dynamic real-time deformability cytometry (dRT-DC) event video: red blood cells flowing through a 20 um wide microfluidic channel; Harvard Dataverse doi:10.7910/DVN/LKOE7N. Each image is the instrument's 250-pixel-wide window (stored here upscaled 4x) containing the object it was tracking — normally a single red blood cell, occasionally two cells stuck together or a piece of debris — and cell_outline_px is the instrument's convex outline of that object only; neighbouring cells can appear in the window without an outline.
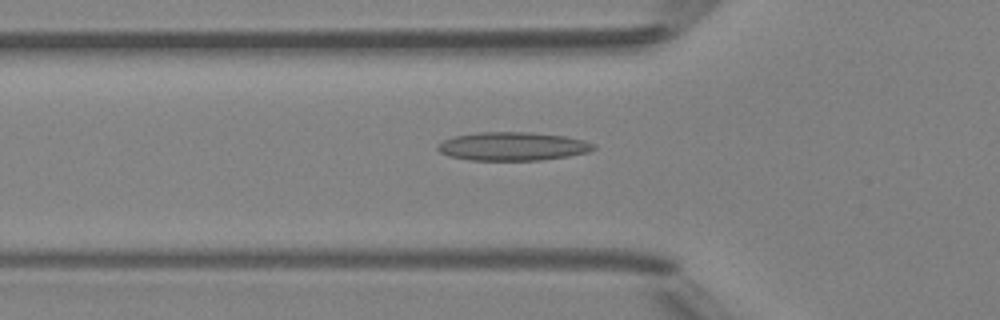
{"species": "Egyptian fruit bat (a non-hibernating species)", "species_latin": "Rousettus aegyptiacus", "temperature_condition": "room temperature", "stored_images_in_passage": 49, "camera_frame_rate_fps": 3000, "um_per_image_px": 0.085, "animal": {"sex": "female"}, "frame": {"image": 1, "passage_image": 17, "time_ms": 5.333, "image_size_px": [1000, 320], "cell_outline_px": [[596, 148], [588, 152], [568, 156], [540, 160], [468, 160], [448, 156], [440, 152], [436, 148], [444, 140], [452, 136], [476, 132], [528, 132], [564, 136], [584, 140], [596, 144]], "centroid_in_image_um": [43.57, 12.43], "position_along_channel_um": 82.2, "area_um2": 25.95}}
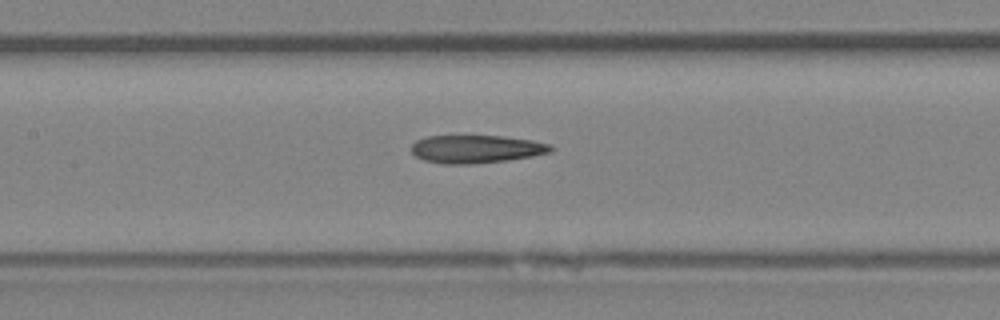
{"frame": {"image": 2, "passage_image": 23, "time_ms": 7.333, "image_size_px": [1000, 320], "cell_outline_px": [[552, 152], [532, 156], [508, 160], [468, 164], [444, 164], [424, 160], [416, 156], [412, 152], [412, 144], [416, 140], [428, 136], [504, 136], [532, 140], [552, 144]], "centroid_in_image_um": [40.5, 12.66], "position_along_channel_um": 166.9, "area_um2": 22.72}}
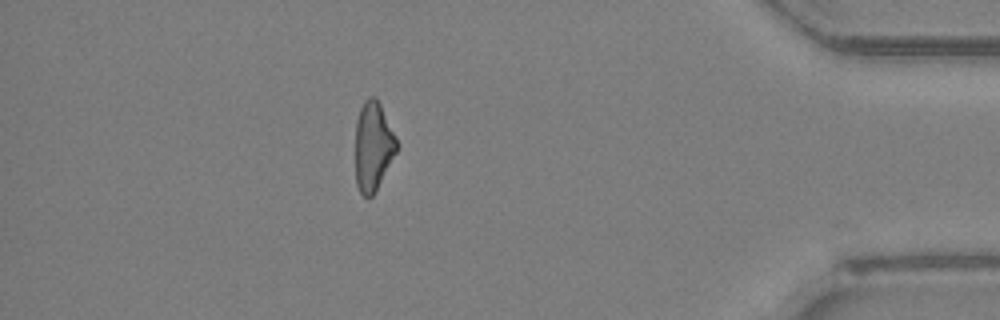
{"frame": {"image": 3, "passage_image": 43, "time_ms": 14.0, "image_size_px": [1000, 320], "cell_outline_px": [[400, 144], [396, 152], [372, 196], [368, 200], [360, 192], [356, 184], [356, 120], [360, 108], [364, 100], [368, 96], [376, 96]], "centroid_in_image_um": [31.72, 12.4], "position_along_channel_um": 403.5, "area_um2": 21.44}}